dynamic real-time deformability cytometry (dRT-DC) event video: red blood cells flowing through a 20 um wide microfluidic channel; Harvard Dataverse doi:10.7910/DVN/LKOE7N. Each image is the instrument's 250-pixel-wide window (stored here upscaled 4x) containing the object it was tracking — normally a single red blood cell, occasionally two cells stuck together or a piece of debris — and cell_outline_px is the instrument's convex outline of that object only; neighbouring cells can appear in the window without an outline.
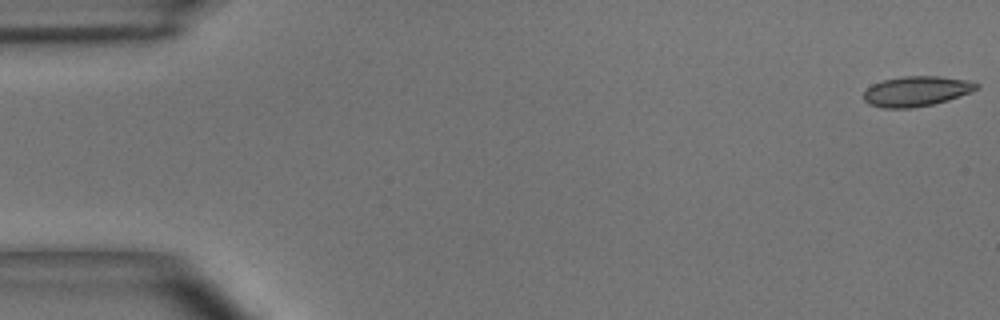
{"species": "common noctule bat (a hibernating species)", "species_latin": "Nyctalus noctula", "temperature_condition": "room temperature", "stored_images_in_passage": 55, "camera_frame_rate_fps": 3000, "um_per_image_px": 0.085, "animal": {"sex": "male", "body_mass_g": 15.6}, "frame": {"image": 1, "passage_image": 1, "time_ms": 0.0, "image_size_px": [1000, 320], "cell_outline_px": [[980, 88], [948, 100], [932, 104], [908, 108], [884, 108], [868, 104], [864, 100], [864, 92], [872, 84], [884, 80], [904, 76], [940, 76], [968, 80], [980, 84]], "centroid_in_image_um": [77.9, 7.75], "position_along_channel_um": 7.1, "area_um2": 19.71}}
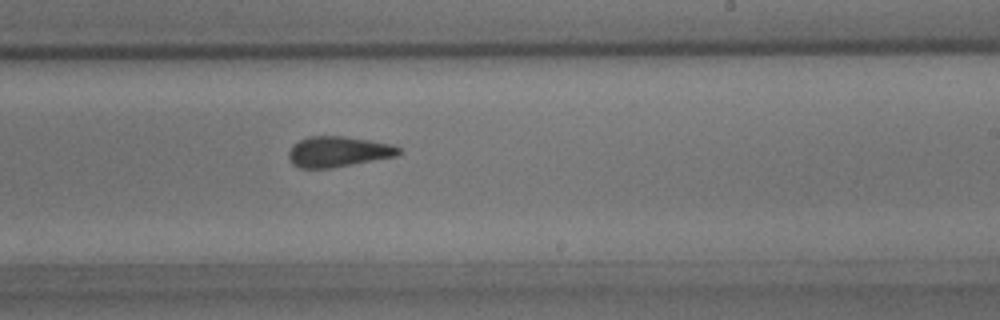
{"frame": {"image": 2, "passage_image": 33, "time_ms": 10.667, "image_size_px": [1000, 320], "cell_outline_px": [[400, 152], [396, 156], [332, 168], [300, 168], [292, 164], [288, 156], [288, 152], [292, 144], [308, 136], [344, 136], [392, 144], [400, 148]], "centroid_in_image_um": [28.71, 12.89], "position_along_channel_um": 260.3, "area_um2": 19.59}}
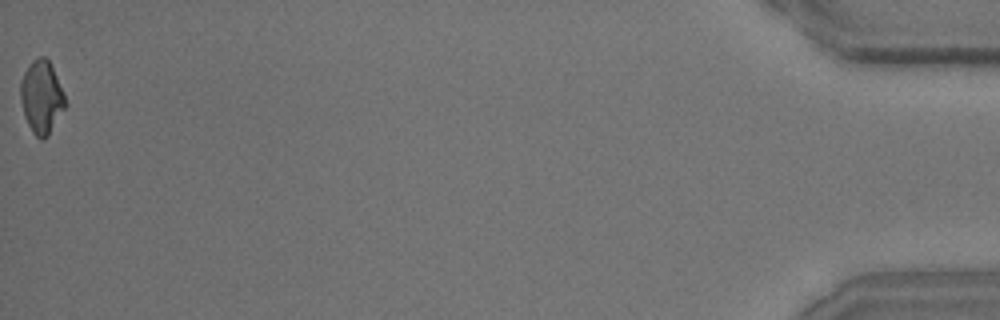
{"frame": {"image": 3, "passage_image": 55, "time_ms": 18.0, "image_size_px": [1000, 320], "cell_outline_px": [[68, 104], [48, 136], [44, 140], [40, 140], [32, 132], [24, 116], [20, 100], [20, 84], [24, 72], [32, 60], [40, 56], [44, 56], [48, 60], [52, 68]], "centroid_in_image_um": [3.53, 8.29], "position_along_channel_um": 431.7, "area_um2": 19.02}, "authors_computed_cell_mechanics": {"area_um2": 19.7676, "velocity_mm_per_s": 3.6416, "shape_relaxation_time_tau1_ms": 8.8948, "shape_relaxation_time_tau2_ms": 1.3355, "deformation_change_tau1": 0.1908, "deformation_change_tau2": 0.0742}}